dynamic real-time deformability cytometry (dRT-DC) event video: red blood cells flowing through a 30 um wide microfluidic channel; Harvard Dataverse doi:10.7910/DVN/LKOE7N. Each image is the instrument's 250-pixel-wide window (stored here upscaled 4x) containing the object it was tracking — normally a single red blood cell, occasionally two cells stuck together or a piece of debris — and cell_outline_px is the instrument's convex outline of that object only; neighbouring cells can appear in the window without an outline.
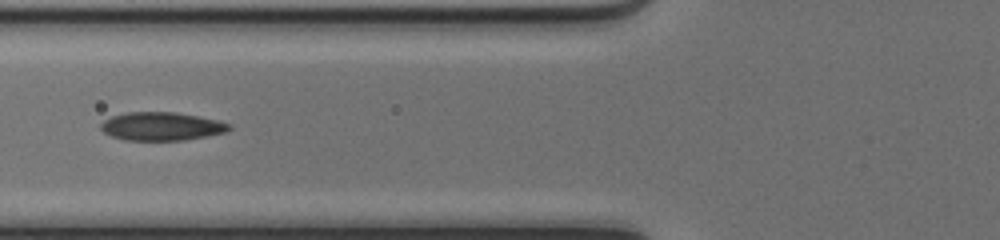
{"species": "common noctule bat (a hibernating species)", "species_latin": "Nyctalus noctula", "temperature_condition": "cold", "stored_images_in_passage": 35, "camera_frame_rate_fps": 3000, "um_per_image_px": 0.085, "animal": {"sex": "female", "body_mass_g": 17.0, "forearm_length_mm": 48.0}, "frame": {"image": 1, "passage_image": 8, "time_ms": 2.333, "image_size_px": [1000, 240], "cell_outline_px": [[232, 128], [224, 132], [184, 140], [124, 140], [112, 136], [104, 132], [100, 128], [100, 124], [104, 120], [112, 116], [128, 112], [176, 112], [220, 120], [232, 124]], "centroid_in_image_um": [13.74, 10.73], "position_along_channel_um": 112.1, "area_um2": 21.15}}
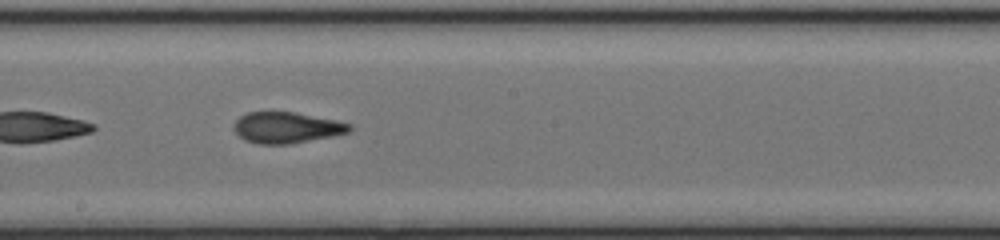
{"frame": {"image": 2, "passage_image": 16, "time_ms": 5.0, "image_size_px": [1000, 240], "cell_outline_px": [[352, 128], [348, 132], [288, 144], [260, 144], [244, 140], [236, 132], [236, 120], [240, 116], [248, 112], [292, 112], [352, 124]], "centroid_in_image_um": [24.32, 10.84], "position_along_channel_um": 223.9, "area_um2": 20.23}}
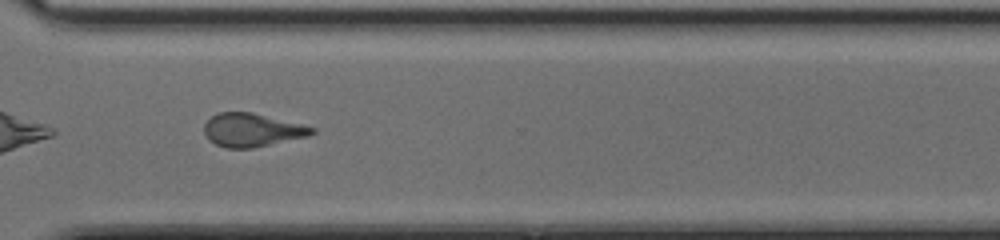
{"frame": {"image": 3, "passage_image": 25, "time_ms": 8.0, "image_size_px": [1000, 240], "cell_outline_px": [[316, 132], [308, 136], [252, 148], [224, 148], [208, 140], [204, 132], [204, 124], [216, 112], [252, 112], [316, 128]], "centroid_in_image_um": [21.39, 11.05], "position_along_channel_um": 349.2, "area_um2": 20.87}, "authors_computed_cell_mechanics": {"area_um2": 20.9814, "velocity_mm_per_s": 4.1825, "shape_relaxation_time_tau1_ms": null, "shape_relaxation_time_tau2_ms": 1.9959, "deformation_change_tau1": null, "deformation_change_tau2": 0.0863}}